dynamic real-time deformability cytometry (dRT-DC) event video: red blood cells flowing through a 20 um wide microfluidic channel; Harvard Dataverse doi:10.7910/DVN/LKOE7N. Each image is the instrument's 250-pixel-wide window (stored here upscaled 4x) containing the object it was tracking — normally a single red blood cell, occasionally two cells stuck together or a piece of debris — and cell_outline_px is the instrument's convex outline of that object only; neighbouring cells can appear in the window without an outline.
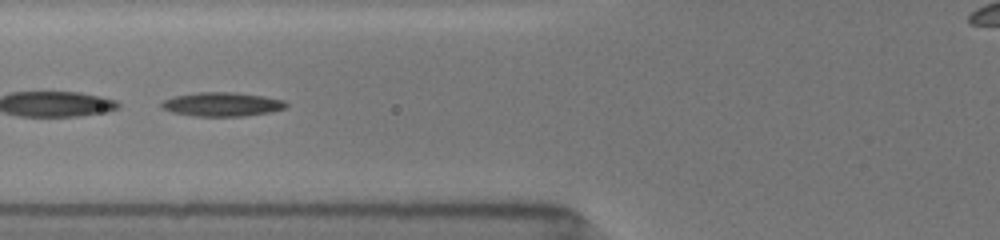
{"species": "common noctule bat (a hibernating species)", "species_latin": "Nyctalus noctula", "temperature_condition": "room temperature", "stored_images_in_passage": 32, "segment_of_instrument_passage": [2, 2], "camera_frame_rate_fps": 3000, "um_per_image_px": 0.085, "animal": {"sex": "female", "body_mass_g": 19.5, "forearm_length_mm": 54.1}, "frame": {"image": 1, "passage_image": 25, "time_ms": 7.0, "image_size_px": [1000, 240], "cell_outline_px": [[288, 104], [284, 108], [268, 112], [244, 116], [196, 116], [172, 112], [164, 108], [160, 104], [164, 100], [176, 96], [200, 92], [236, 92], [264, 96], [284, 100]], "centroid_in_image_um": [18.9, 8.86], "position_along_channel_um": 106.9, "area_um2": 17.17}}